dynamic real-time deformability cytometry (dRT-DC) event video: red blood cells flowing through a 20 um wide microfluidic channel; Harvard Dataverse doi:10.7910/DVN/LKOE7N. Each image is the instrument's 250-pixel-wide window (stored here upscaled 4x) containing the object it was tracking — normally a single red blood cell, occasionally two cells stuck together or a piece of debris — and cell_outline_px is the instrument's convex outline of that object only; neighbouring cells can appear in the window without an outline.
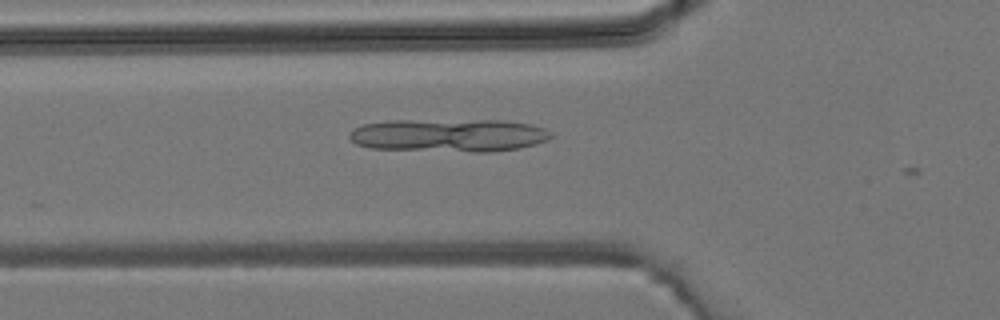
{"species": "common noctule bat (a hibernating species)", "species_latin": "Nyctalus noctula", "temperature_condition": "room temperature", "stored_images_in_passage": 5, "camera_frame_rate_fps": 3000, "um_per_image_px": 0.085, "animal": {"sex": "male", "body_mass_g": 19.2, "forearm_length_mm": 51.8}, "frame": {"image": 1, "passage_image": 4, "time_ms": 1.0, "image_size_px": [1000, 320], "cell_outline_px": [[552, 136], [548, 140], [536, 144], [520, 148], [492, 152], [472, 152], [372, 148], [356, 144], [348, 136], [356, 128], [364, 124], [392, 120], [504, 120], [532, 124], [544, 128], [552, 132]], "centroid_in_image_um": [38.23, 11.5], "position_along_channel_um": 87.6, "area_um2": 39.02}}